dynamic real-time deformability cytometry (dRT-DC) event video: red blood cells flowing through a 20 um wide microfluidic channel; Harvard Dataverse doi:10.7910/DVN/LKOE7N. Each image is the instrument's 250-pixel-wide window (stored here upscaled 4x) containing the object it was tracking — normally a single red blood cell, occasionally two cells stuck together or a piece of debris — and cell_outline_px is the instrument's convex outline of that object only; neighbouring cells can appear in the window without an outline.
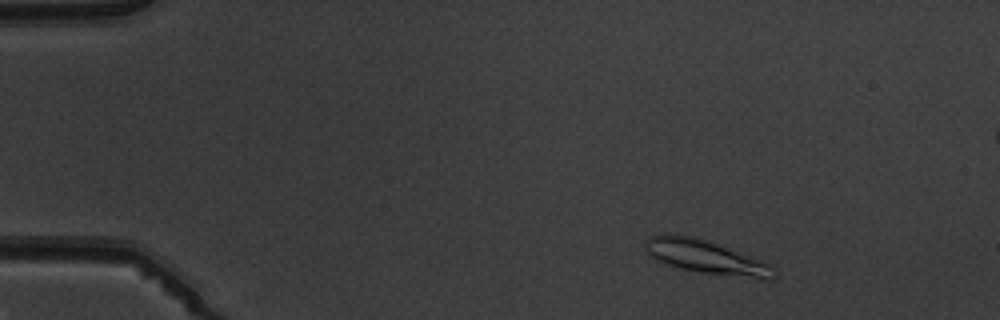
{"species": "common noctule bat (a hibernating species)", "species_latin": "Nyctalus noctula", "temperature_condition": "warm", "stored_images_in_passage": 7, "camera_frame_rate_fps": 3000, "um_per_image_px": 0.085, "animal": {"sex": "male", "body_mass_g": 19.5, "forearm_length_mm": 54.6}, "frame": {"image": 1, "passage_image": 2, "time_ms": 1.0, "image_size_px": [1000, 320], "cell_outline_px": [[776, 276], [772, 280], [764, 280], [700, 272], [680, 268], [664, 264], [648, 256], [644, 248], [648, 236], [692, 236], [716, 244], [772, 264], [776, 272]], "centroid_in_image_um": [60.05, 21.9], "position_along_channel_um": 24.9, "area_um2": 24.8}}
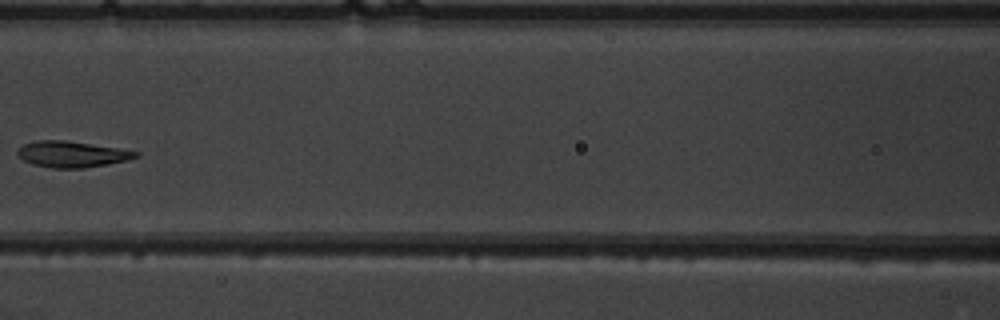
{"frame": {"image": 2, "passage_image": 6, "time_ms": 6.667, "image_size_px": [1000, 320], "cell_outline_px": [[140, 156], [128, 160], [108, 164], [84, 168], [52, 168], [32, 164], [16, 156], [16, 152], [24, 144], [36, 140], [64, 140], [120, 148], [140, 152]], "centroid_in_image_um": [6.12, 13.11], "position_along_channel_um": 160.5, "area_um2": 18.09}}
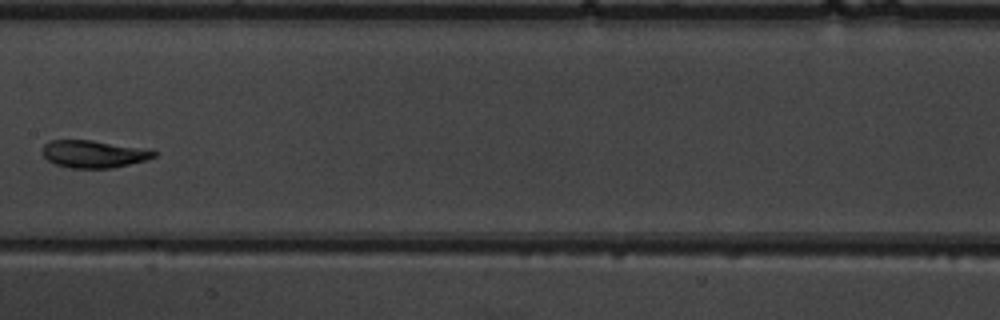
{"frame": {"image": 3, "passage_image": 7, "time_ms": 7.667, "image_size_px": [1000, 320], "cell_outline_px": [[156, 156], [148, 160], [112, 168], [68, 168], [56, 164], [48, 160], [40, 152], [44, 144], [48, 140], [92, 140], [152, 148], [156, 152]], "centroid_in_image_um": [8.01, 13.08], "position_along_channel_um": 199.4, "area_um2": 18.32}}